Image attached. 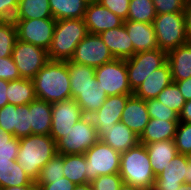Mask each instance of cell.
Instances as JSON below:
<instances>
[{"label":"cell","mask_w":191,"mask_h":190,"mask_svg":"<svg viewBox=\"0 0 191 190\" xmlns=\"http://www.w3.org/2000/svg\"><path fill=\"white\" fill-rule=\"evenodd\" d=\"M174 142L178 154H183L191 157V123H178Z\"/></svg>","instance_id":"cell-38"},{"label":"cell","mask_w":191,"mask_h":190,"mask_svg":"<svg viewBox=\"0 0 191 190\" xmlns=\"http://www.w3.org/2000/svg\"><path fill=\"white\" fill-rule=\"evenodd\" d=\"M119 190H145V189H142L140 187H137V186H133V185H129V184H125L123 183Z\"/></svg>","instance_id":"cell-56"},{"label":"cell","mask_w":191,"mask_h":190,"mask_svg":"<svg viewBox=\"0 0 191 190\" xmlns=\"http://www.w3.org/2000/svg\"><path fill=\"white\" fill-rule=\"evenodd\" d=\"M114 60L108 47L104 44L99 34L88 33L85 38L77 45L70 61L91 66L99 67Z\"/></svg>","instance_id":"cell-12"},{"label":"cell","mask_w":191,"mask_h":190,"mask_svg":"<svg viewBox=\"0 0 191 190\" xmlns=\"http://www.w3.org/2000/svg\"><path fill=\"white\" fill-rule=\"evenodd\" d=\"M73 190H93L91 183L77 184Z\"/></svg>","instance_id":"cell-55"},{"label":"cell","mask_w":191,"mask_h":190,"mask_svg":"<svg viewBox=\"0 0 191 190\" xmlns=\"http://www.w3.org/2000/svg\"><path fill=\"white\" fill-rule=\"evenodd\" d=\"M54 19L49 0H20L13 20Z\"/></svg>","instance_id":"cell-29"},{"label":"cell","mask_w":191,"mask_h":190,"mask_svg":"<svg viewBox=\"0 0 191 190\" xmlns=\"http://www.w3.org/2000/svg\"><path fill=\"white\" fill-rule=\"evenodd\" d=\"M179 122L191 123V100L185 102L179 114Z\"/></svg>","instance_id":"cell-50"},{"label":"cell","mask_w":191,"mask_h":190,"mask_svg":"<svg viewBox=\"0 0 191 190\" xmlns=\"http://www.w3.org/2000/svg\"><path fill=\"white\" fill-rule=\"evenodd\" d=\"M84 114L75 99L52 103V122L50 136L57 142L67 136L72 126Z\"/></svg>","instance_id":"cell-13"},{"label":"cell","mask_w":191,"mask_h":190,"mask_svg":"<svg viewBox=\"0 0 191 190\" xmlns=\"http://www.w3.org/2000/svg\"><path fill=\"white\" fill-rule=\"evenodd\" d=\"M131 95L133 94L107 96L103 105L90 116L97 129L99 139L107 133V129L121 122L122 112Z\"/></svg>","instance_id":"cell-14"},{"label":"cell","mask_w":191,"mask_h":190,"mask_svg":"<svg viewBox=\"0 0 191 190\" xmlns=\"http://www.w3.org/2000/svg\"><path fill=\"white\" fill-rule=\"evenodd\" d=\"M84 21L90 34H100L105 30L120 27L124 22L119 16L98 2L87 4Z\"/></svg>","instance_id":"cell-15"},{"label":"cell","mask_w":191,"mask_h":190,"mask_svg":"<svg viewBox=\"0 0 191 190\" xmlns=\"http://www.w3.org/2000/svg\"><path fill=\"white\" fill-rule=\"evenodd\" d=\"M184 183L191 184V157L187 156V172L184 178Z\"/></svg>","instance_id":"cell-53"},{"label":"cell","mask_w":191,"mask_h":190,"mask_svg":"<svg viewBox=\"0 0 191 190\" xmlns=\"http://www.w3.org/2000/svg\"><path fill=\"white\" fill-rule=\"evenodd\" d=\"M153 26L158 48L167 53L189 42L184 12L158 14Z\"/></svg>","instance_id":"cell-5"},{"label":"cell","mask_w":191,"mask_h":190,"mask_svg":"<svg viewBox=\"0 0 191 190\" xmlns=\"http://www.w3.org/2000/svg\"><path fill=\"white\" fill-rule=\"evenodd\" d=\"M172 81L186 80L191 77V43L187 42L167 53Z\"/></svg>","instance_id":"cell-23"},{"label":"cell","mask_w":191,"mask_h":190,"mask_svg":"<svg viewBox=\"0 0 191 190\" xmlns=\"http://www.w3.org/2000/svg\"><path fill=\"white\" fill-rule=\"evenodd\" d=\"M148 157L157 177L170 161L178 154L174 140L151 142L145 145Z\"/></svg>","instance_id":"cell-22"},{"label":"cell","mask_w":191,"mask_h":190,"mask_svg":"<svg viewBox=\"0 0 191 190\" xmlns=\"http://www.w3.org/2000/svg\"><path fill=\"white\" fill-rule=\"evenodd\" d=\"M16 40L17 31L14 21H0V58L12 56Z\"/></svg>","instance_id":"cell-34"},{"label":"cell","mask_w":191,"mask_h":190,"mask_svg":"<svg viewBox=\"0 0 191 190\" xmlns=\"http://www.w3.org/2000/svg\"><path fill=\"white\" fill-rule=\"evenodd\" d=\"M178 123L179 121L150 118L139 137L140 144L147 145L151 142L174 140Z\"/></svg>","instance_id":"cell-25"},{"label":"cell","mask_w":191,"mask_h":190,"mask_svg":"<svg viewBox=\"0 0 191 190\" xmlns=\"http://www.w3.org/2000/svg\"><path fill=\"white\" fill-rule=\"evenodd\" d=\"M123 180L119 173L98 176L91 182L93 190H119Z\"/></svg>","instance_id":"cell-40"},{"label":"cell","mask_w":191,"mask_h":190,"mask_svg":"<svg viewBox=\"0 0 191 190\" xmlns=\"http://www.w3.org/2000/svg\"><path fill=\"white\" fill-rule=\"evenodd\" d=\"M64 160L62 154H56L41 169L39 177L35 183H51V180H57L64 177Z\"/></svg>","instance_id":"cell-36"},{"label":"cell","mask_w":191,"mask_h":190,"mask_svg":"<svg viewBox=\"0 0 191 190\" xmlns=\"http://www.w3.org/2000/svg\"><path fill=\"white\" fill-rule=\"evenodd\" d=\"M70 76V87H86L95 77V68L79 63L66 61Z\"/></svg>","instance_id":"cell-33"},{"label":"cell","mask_w":191,"mask_h":190,"mask_svg":"<svg viewBox=\"0 0 191 190\" xmlns=\"http://www.w3.org/2000/svg\"><path fill=\"white\" fill-rule=\"evenodd\" d=\"M32 134L50 135L52 122V103L35 99L29 103Z\"/></svg>","instance_id":"cell-26"},{"label":"cell","mask_w":191,"mask_h":190,"mask_svg":"<svg viewBox=\"0 0 191 190\" xmlns=\"http://www.w3.org/2000/svg\"><path fill=\"white\" fill-rule=\"evenodd\" d=\"M114 59H129L133 56V44L123 25L99 34Z\"/></svg>","instance_id":"cell-21"},{"label":"cell","mask_w":191,"mask_h":190,"mask_svg":"<svg viewBox=\"0 0 191 190\" xmlns=\"http://www.w3.org/2000/svg\"><path fill=\"white\" fill-rule=\"evenodd\" d=\"M187 172V155L177 154L155 178L152 190H178Z\"/></svg>","instance_id":"cell-16"},{"label":"cell","mask_w":191,"mask_h":190,"mask_svg":"<svg viewBox=\"0 0 191 190\" xmlns=\"http://www.w3.org/2000/svg\"><path fill=\"white\" fill-rule=\"evenodd\" d=\"M72 99H75L86 116L93 115L105 102L107 94L94 77L86 87H71Z\"/></svg>","instance_id":"cell-17"},{"label":"cell","mask_w":191,"mask_h":190,"mask_svg":"<svg viewBox=\"0 0 191 190\" xmlns=\"http://www.w3.org/2000/svg\"><path fill=\"white\" fill-rule=\"evenodd\" d=\"M19 139L14 137L8 144H0V160H17Z\"/></svg>","instance_id":"cell-45"},{"label":"cell","mask_w":191,"mask_h":190,"mask_svg":"<svg viewBox=\"0 0 191 190\" xmlns=\"http://www.w3.org/2000/svg\"><path fill=\"white\" fill-rule=\"evenodd\" d=\"M32 190H41L39 186H35Z\"/></svg>","instance_id":"cell-59"},{"label":"cell","mask_w":191,"mask_h":190,"mask_svg":"<svg viewBox=\"0 0 191 190\" xmlns=\"http://www.w3.org/2000/svg\"><path fill=\"white\" fill-rule=\"evenodd\" d=\"M178 190H191V184L182 183Z\"/></svg>","instance_id":"cell-57"},{"label":"cell","mask_w":191,"mask_h":190,"mask_svg":"<svg viewBox=\"0 0 191 190\" xmlns=\"http://www.w3.org/2000/svg\"><path fill=\"white\" fill-rule=\"evenodd\" d=\"M17 105L6 104L0 108V127L14 135L15 109Z\"/></svg>","instance_id":"cell-42"},{"label":"cell","mask_w":191,"mask_h":190,"mask_svg":"<svg viewBox=\"0 0 191 190\" xmlns=\"http://www.w3.org/2000/svg\"><path fill=\"white\" fill-rule=\"evenodd\" d=\"M95 78L107 96L133 94L128 81L126 60L114 59L96 67Z\"/></svg>","instance_id":"cell-9"},{"label":"cell","mask_w":191,"mask_h":190,"mask_svg":"<svg viewBox=\"0 0 191 190\" xmlns=\"http://www.w3.org/2000/svg\"><path fill=\"white\" fill-rule=\"evenodd\" d=\"M56 154V142L50 135L31 134L19 139L17 162L34 182Z\"/></svg>","instance_id":"cell-2"},{"label":"cell","mask_w":191,"mask_h":190,"mask_svg":"<svg viewBox=\"0 0 191 190\" xmlns=\"http://www.w3.org/2000/svg\"><path fill=\"white\" fill-rule=\"evenodd\" d=\"M149 119L146 100L131 95L122 112L121 122L140 137Z\"/></svg>","instance_id":"cell-20"},{"label":"cell","mask_w":191,"mask_h":190,"mask_svg":"<svg viewBox=\"0 0 191 190\" xmlns=\"http://www.w3.org/2000/svg\"><path fill=\"white\" fill-rule=\"evenodd\" d=\"M13 138V134L6 132L3 128L0 127V144H8V142Z\"/></svg>","instance_id":"cell-52"},{"label":"cell","mask_w":191,"mask_h":190,"mask_svg":"<svg viewBox=\"0 0 191 190\" xmlns=\"http://www.w3.org/2000/svg\"><path fill=\"white\" fill-rule=\"evenodd\" d=\"M12 186H36L17 160H0V189Z\"/></svg>","instance_id":"cell-27"},{"label":"cell","mask_w":191,"mask_h":190,"mask_svg":"<svg viewBox=\"0 0 191 190\" xmlns=\"http://www.w3.org/2000/svg\"><path fill=\"white\" fill-rule=\"evenodd\" d=\"M87 4L98 2V0H84Z\"/></svg>","instance_id":"cell-58"},{"label":"cell","mask_w":191,"mask_h":190,"mask_svg":"<svg viewBox=\"0 0 191 190\" xmlns=\"http://www.w3.org/2000/svg\"><path fill=\"white\" fill-rule=\"evenodd\" d=\"M12 58L21 78L31 80L49 61L48 53L45 49L19 39L15 42Z\"/></svg>","instance_id":"cell-10"},{"label":"cell","mask_w":191,"mask_h":190,"mask_svg":"<svg viewBox=\"0 0 191 190\" xmlns=\"http://www.w3.org/2000/svg\"><path fill=\"white\" fill-rule=\"evenodd\" d=\"M65 137L56 142L57 154H84L98 140V132L91 117L84 115Z\"/></svg>","instance_id":"cell-6"},{"label":"cell","mask_w":191,"mask_h":190,"mask_svg":"<svg viewBox=\"0 0 191 190\" xmlns=\"http://www.w3.org/2000/svg\"><path fill=\"white\" fill-rule=\"evenodd\" d=\"M156 99L162 102L165 106H168L170 109L174 110L178 115L182 111V108L186 102L178 86L174 82L165 87L157 95Z\"/></svg>","instance_id":"cell-35"},{"label":"cell","mask_w":191,"mask_h":190,"mask_svg":"<svg viewBox=\"0 0 191 190\" xmlns=\"http://www.w3.org/2000/svg\"><path fill=\"white\" fill-rule=\"evenodd\" d=\"M86 178L91 183L98 176L120 172L121 153L102 142L100 139L85 153Z\"/></svg>","instance_id":"cell-7"},{"label":"cell","mask_w":191,"mask_h":190,"mask_svg":"<svg viewBox=\"0 0 191 190\" xmlns=\"http://www.w3.org/2000/svg\"><path fill=\"white\" fill-rule=\"evenodd\" d=\"M41 190H73L75 185L68 178L51 180V183H35Z\"/></svg>","instance_id":"cell-46"},{"label":"cell","mask_w":191,"mask_h":190,"mask_svg":"<svg viewBox=\"0 0 191 190\" xmlns=\"http://www.w3.org/2000/svg\"><path fill=\"white\" fill-rule=\"evenodd\" d=\"M17 39L33 44L48 51L56 25L55 19L13 20Z\"/></svg>","instance_id":"cell-11"},{"label":"cell","mask_w":191,"mask_h":190,"mask_svg":"<svg viewBox=\"0 0 191 190\" xmlns=\"http://www.w3.org/2000/svg\"><path fill=\"white\" fill-rule=\"evenodd\" d=\"M147 112L150 118L167 121H179V115L156 98L146 100Z\"/></svg>","instance_id":"cell-39"},{"label":"cell","mask_w":191,"mask_h":190,"mask_svg":"<svg viewBox=\"0 0 191 190\" xmlns=\"http://www.w3.org/2000/svg\"><path fill=\"white\" fill-rule=\"evenodd\" d=\"M35 186H12L2 188L0 190H32Z\"/></svg>","instance_id":"cell-54"},{"label":"cell","mask_w":191,"mask_h":190,"mask_svg":"<svg viewBox=\"0 0 191 190\" xmlns=\"http://www.w3.org/2000/svg\"><path fill=\"white\" fill-rule=\"evenodd\" d=\"M156 11L152 0H130L127 20L153 24Z\"/></svg>","instance_id":"cell-32"},{"label":"cell","mask_w":191,"mask_h":190,"mask_svg":"<svg viewBox=\"0 0 191 190\" xmlns=\"http://www.w3.org/2000/svg\"><path fill=\"white\" fill-rule=\"evenodd\" d=\"M98 3L122 20H127L130 0H98Z\"/></svg>","instance_id":"cell-43"},{"label":"cell","mask_w":191,"mask_h":190,"mask_svg":"<svg viewBox=\"0 0 191 190\" xmlns=\"http://www.w3.org/2000/svg\"><path fill=\"white\" fill-rule=\"evenodd\" d=\"M169 63L153 71L134 91L133 95L143 100L154 99L167 86L172 83Z\"/></svg>","instance_id":"cell-18"},{"label":"cell","mask_w":191,"mask_h":190,"mask_svg":"<svg viewBox=\"0 0 191 190\" xmlns=\"http://www.w3.org/2000/svg\"><path fill=\"white\" fill-rule=\"evenodd\" d=\"M20 78L21 76L12 56L0 58V79L12 81Z\"/></svg>","instance_id":"cell-44"},{"label":"cell","mask_w":191,"mask_h":190,"mask_svg":"<svg viewBox=\"0 0 191 190\" xmlns=\"http://www.w3.org/2000/svg\"><path fill=\"white\" fill-rule=\"evenodd\" d=\"M119 174L125 184L145 190L153 189L156 176L153 173L145 145L139 143L121 153Z\"/></svg>","instance_id":"cell-3"},{"label":"cell","mask_w":191,"mask_h":190,"mask_svg":"<svg viewBox=\"0 0 191 190\" xmlns=\"http://www.w3.org/2000/svg\"><path fill=\"white\" fill-rule=\"evenodd\" d=\"M123 24L133 44V55L158 48L153 24L135 21H124Z\"/></svg>","instance_id":"cell-19"},{"label":"cell","mask_w":191,"mask_h":190,"mask_svg":"<svg viewBox=\"0 0 191 190\" xmlns=\"http://www.w3.org/2000/svg\"><path fill=\"white\" fill-rule=\"evenodd\" d=\"M20 0H0V21L13 20Z\"/></svg>","instance_id":"cell-47"},{"label":"cell","mask_w":191,"mask_h":190,"mask_svg":"<svg viewBox=\"0 0 191 190\" xmlns=\"http://www.w3.org/2000/svg\"><path fill=\"white\" fill-rule=\"evenodd\" d=\"M7 87L8 81L0 79V108L4 107L6 104H9L6 95Z\"/></svg>","instance_id":"cell-51"},{"label":"cell","mask_w":191,"mask_h":190,"mask_svg":"<svg viewBox=\"0 0 191 190\" xmlns=\"http://www.w3.org/2000/svg\"><path fill=\"white\" fill-rule=\"evenodd\" d=\"M32 80L37 99L48 103L72 99L66 61L49 60Z\"/></svg>","instance_id":"cell-1"},{"label":"cell","mask_w":191,"mask_h":190,"mask_svg":"<svg viewBox=\"0 0 191 190\" xmlns=\"http://www.w3.org/2000/svg\"><path fill=\"white\" fill-rule=\"evenodd\" d=\"M6 95L9 104L17 106L29 104L36 99L33 80L20 78L8 81Z\"/></svg>","instance_id":"cell-28"},{"label":"cell","mask_w":191,"mask_h":190,"mask_svg":"<svg viewBox=\"0 0 191 190\" xmlns=\"http://www.w3.org/2000/svg\"><path fill=\"white\" fill-rule=\"evenodd\" d=\"M32 134L30 125L29 104L17 106L15 109L14 137L20 139Z\"/></svg>","instance_id":"cell-37"},{"label":"cell","mask_w":191,"mask_h":190,"mask_svg":"<svg viewBox=\"0 0 191 190\" xmlns=\"http://www.w3.org/2000/svg\"><path fill=\"white\" fill-rule=\"evenodd\" d=\"M167 62V52L156 48L135 53L126 59L129 85L134 91L153 71Z\"/></svg>","instance_id":"cell-8"},{"label":"cell","mask_w":191,"mask_h":190,"mask_svg":"<svg viewBox=\"0 0 191 190\" xmlns=\"http://www.w3.org/2000/svg\"><path fill=\"white\" fill-rule=\"evenodd\" d=\"M55 20L84 19L87 3L84 0H49Z\"/></svg>","instance_id":"cell-30"},{"label":"cell","mask_w":191,"mask_h":190,"mask_svg":"<svg viewBox=\"0 0 191 190\" xmlns=\"http://www.w3.org/2000/svg\"><path fill=\"white\" fill-rule=\"evenodd\" d=\"M87 34L84 19L56 20L52 42L47 51L49 60H70L77 45Z\"/></svg>","instance_id":"cell-4"},{"label":"cell","mask_w":191,"mask_h":190,"mask_svg":"<svg viewBox=\"0 0 191 190\" xmlns=\"http://www.w3.org/2000/svg\"><path fill=\"white\" fill-rule=\"evenodd\" d=\"M100 140L119 153L126 152L140 143L139 136L122 122L116 123L112 128L107 129V133Z\"/></svg>","instance_id":"cell-24"},{"label":"cell","mask_w":191,"mask_h":190,"mask_svg":"<svg viewBox=\"0 0 191 190\" xmlns=\"http://www.w3.org/2000/svg\"><path fill=\"white\" fill-rule=\"evenodd\" d=\"M64 177L74 184L90 183L86 178L87 166L84 154L63 155Z\"/></svg>","instance_id":"cell-31"},{"label":"cell","mask_w":191,"mask_h":190,"mask_svg":"<svg viewBox=\"0 0 191 190\" xmlns=\"http://www.w3.org/2000/svg\"><path fill=\"white\" fill-rule=\"evenodd\" d=\"M184 15H185V25H186V33L189 42L191 43V4L186 2L184 8Z\"/></svg>","instance_id":"cell-49"},{"label":"cell","mask_w":191,"mask_h":190,"mask_svg":"<svg viewBox=\"0 0 191 190\" xmlns=\"http://www.w3.org/2000/svg\"><path fill=\"white\" fill-rule=\"evenodd\" d=\"M179 88L185 101L191 100V77L186 80L173 81Z\"/></svg>","instance_id":"cell-48"},{"label":"cell","mask_w":191,"mask_h":190,"mask_svg":"<svg viewBox=\"0 0 191 190\" xmlns=\"http://www.w3.org/2000/svg\"><path fill=\"white\" fill-rule=\"evenodd\" d=\"M156 15L184 12L187 0H152Z\"/></svg>","instance_id":"cell-41"}]
</instances>
